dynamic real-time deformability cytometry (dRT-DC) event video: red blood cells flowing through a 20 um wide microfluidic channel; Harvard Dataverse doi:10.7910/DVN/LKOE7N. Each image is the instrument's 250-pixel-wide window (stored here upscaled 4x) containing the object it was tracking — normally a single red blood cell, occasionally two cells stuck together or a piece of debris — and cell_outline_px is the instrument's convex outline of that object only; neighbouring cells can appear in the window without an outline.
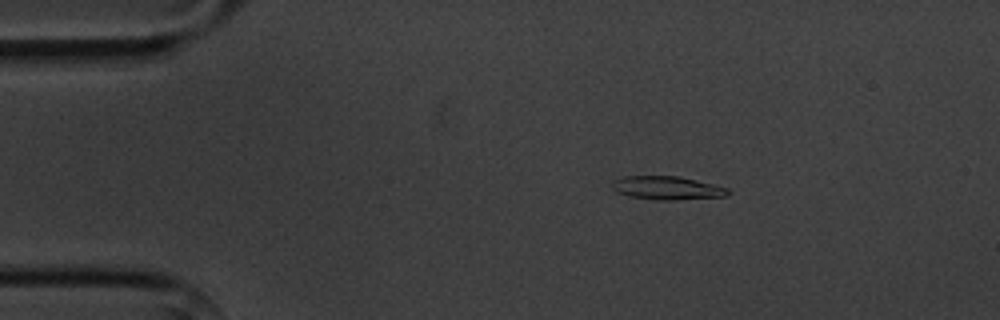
{"species": "common noctule bat (a hibernating species)", "species_latin": "Nyctalus noctula", "temperature_condition": "cold", "stored_images_in_passage": 6, "camera_frame_rate_fps": 3000, "um_per_image_px": 0.085, "animal": {"sex": "male", "body_mass_g": 20.1, "forearm_length_mm": 53.5}, "frame": {"image": 1, "passage_image": 3, "time_ms": 2.333, "image_size_px": [1000, 320], "cell_outline_px": [[732, 192], [724, 196], [676, 200], [656, 200], [628, 196], [616, 192], [612, 188], [612, 180], [624, 176], [680, 176], [728, 188]], "centroid_in_image_um": [56.67, 15.98], "position_along_channel_um": 28.3, "area_um2": 15.9}}
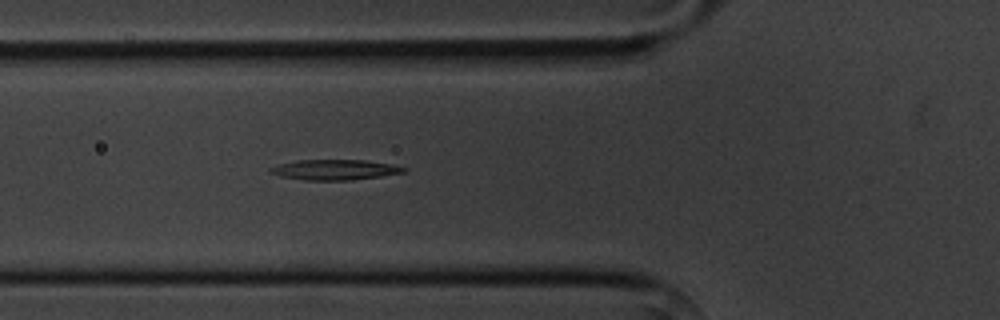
{"frame": {"image": 2, "passage_image": 6, "time_ms": 5.667, "image_size_px": [1000, 320], "cell_outline_px": [[408, 168], [404, 172], [380, 176], [352, 180], [304, 180], [280, 176], [268, 172], [268, 168], [280, 164], [296, 160], [364, 160], [392, 164]], "centroid_in_image_um": [28.43, 14.42], "position_along_channel_um": 97.4, "area_um2": 15.78}}